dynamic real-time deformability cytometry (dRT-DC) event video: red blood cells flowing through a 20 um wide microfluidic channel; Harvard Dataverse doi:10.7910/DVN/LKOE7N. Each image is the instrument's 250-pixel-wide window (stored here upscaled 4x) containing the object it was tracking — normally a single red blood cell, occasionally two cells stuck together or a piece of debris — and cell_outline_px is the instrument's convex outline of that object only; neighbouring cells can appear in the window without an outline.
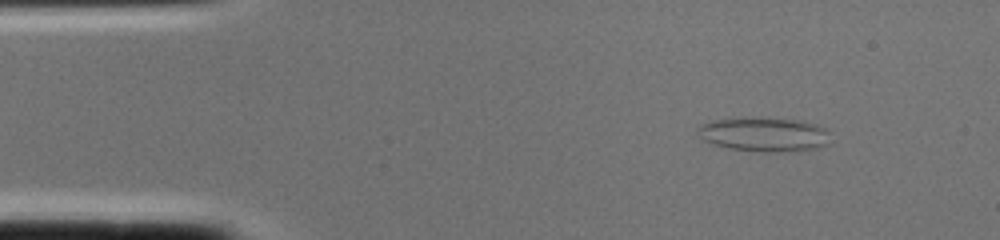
{"species": "common noctule bat (a hibernating species)", "species_latin": "Nyctalus noctula", "temperature_condition": "cold", "stored_images_in_passage": 1, "camera_frame_rate_fps": 3000, "um_per_image_px": 0.085, "animal": {"sex": "female", "body_mass_g": 22.0, "forearm_length_mm": 56.7}, "frame": {"image": 1, "passage_image": 1, "time_ms": 0.0, "image_size_px": [1000, 240], "cell_outline_px": [[828, 144], [816, 148], [800, 152], [760, 152], [728, 148], [712, 144], [696, 136], [696, 128], [700, 124], [712, 120], [744, 116], [800, 120], [816, 124], [828, 128]], "centroid_in_image_um": [64.91, 11.42], "position_along_channel_um": 20.1, "area_um2": 27.4}}